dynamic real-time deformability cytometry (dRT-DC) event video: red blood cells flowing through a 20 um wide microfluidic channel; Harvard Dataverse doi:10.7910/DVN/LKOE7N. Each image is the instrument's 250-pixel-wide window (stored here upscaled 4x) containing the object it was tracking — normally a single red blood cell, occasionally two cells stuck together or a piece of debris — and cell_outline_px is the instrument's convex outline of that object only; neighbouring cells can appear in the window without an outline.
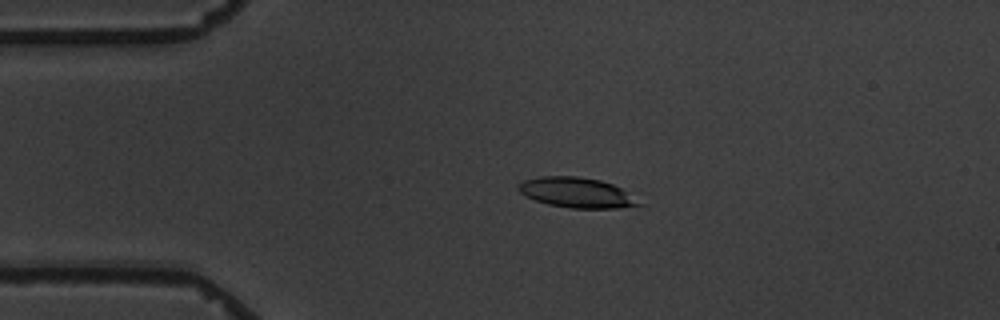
{"species": "common noctule bat (a hibernating species)", "species_latin": "Nyctalus noctula", "temperature_condition": "warm", "stored_images_in_passage": 5, "camera_frame_rate_fps": 3000, "um_per_image_px": 0.085, "animal": {"sex": "male", "body_mass_g": 19.5, "forearm_length_mm": 54.6}, "frame": {"image": 1, "passage_image": 4, "time_ms": 3.667, "image_size_px": [1000, 320], "cell_outline_px": [[644, 204], [620, 208], [572, 208], [548, 204], [524, 196], [516, 188], [524, 180], [540, 176], [576, 176], [600, 180], [612, 184], [620, 188]], "centroid_in_image_um": [48.99, 16.37], "position_along_channel_um": 36.0, "area_um2": 20.98}}